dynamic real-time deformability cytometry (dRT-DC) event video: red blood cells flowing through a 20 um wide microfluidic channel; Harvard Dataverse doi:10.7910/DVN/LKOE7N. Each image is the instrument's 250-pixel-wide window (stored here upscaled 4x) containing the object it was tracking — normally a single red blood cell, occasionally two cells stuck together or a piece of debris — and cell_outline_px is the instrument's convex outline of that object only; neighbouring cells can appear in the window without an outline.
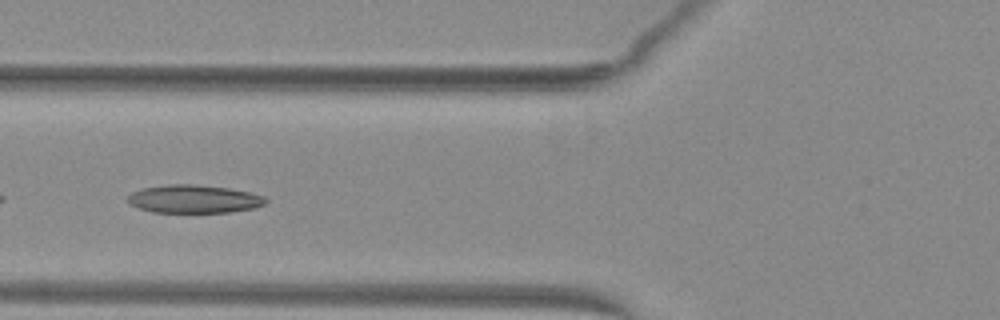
{"species": "common noctule bat (a hibernating species)", "species_latin": "Nyctalus noctula", "temperature_condition": "warm", "stored_images_in_passage": 42, "camera_frame_rate_fps": 3000, "um_per_image_px": 0.085, "animal": {"sex": "female", "body_mass_g": 29.2, "forearm_length_mm": 56.3}, "frame": {"image": 1, "passage_image": 12, "time_ms": 3.667, "image_size_px": [1000, 320], "cell_outline_px": [[268, 200], [264, 204], [252, 208], [232, 212], [152, 212], [140, 208], [132, 204], [128, 200], [128, 196], [132, 192], [144, 188], [168, 184], [192, 184], [228, 188], [252, 192], [264, 196]], "centroid_in_image_um": [16.52, 16.91], "position_along_channel_um": 109.3, "area_um2": 22.43}}
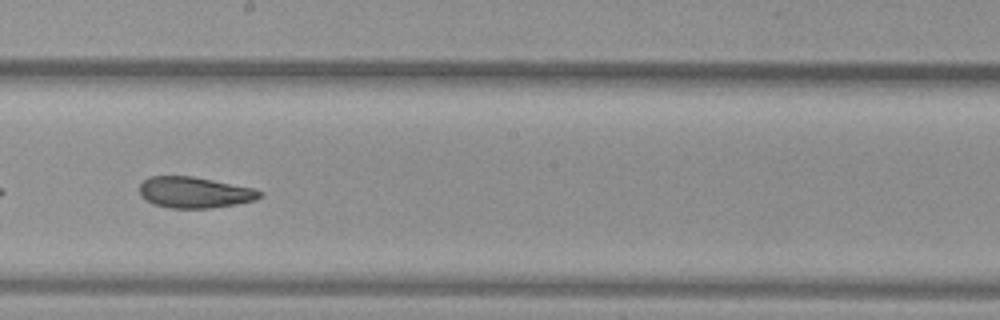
{"frame": {"image": 2, "passage_image": 21, "time_ms": 6.667, "image_size_px": [1000, 320], "cell_outline_px": [[264, 192], [256, 200], [236, 204], [212, 208], [168, 208], [152, 204], [140, 196], [140, 184], [144, 180], [152, 176], [192, 176], [256, 188]], "centroid_in_image_um": [16.55, 16.36], "position_along_channel_um": 231.6, "area_um2": 21.96}}
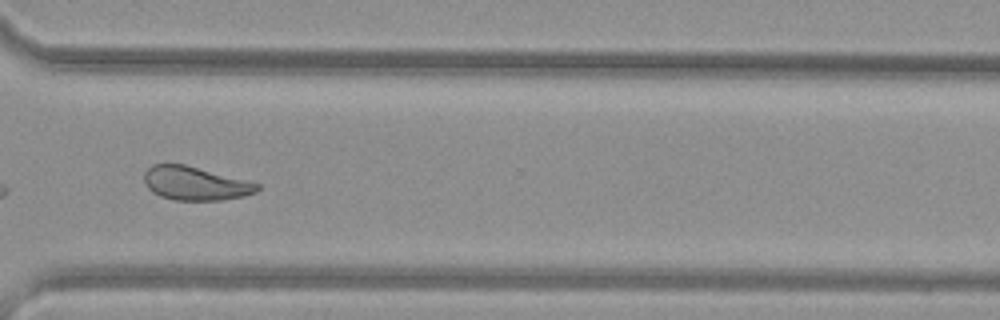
{"frame": {"image": 3, "passage_image": 30, "time_ms": 9.667, "image_size_px": [1000, 320], "cell_outline_px": [[260, 188], [256, 192], [244, 196], [224, 200], [172, 200], [160, 196], [152, 192], [144, 184], [144, 172], [152, 164], [184, 164], [248, 180], [260, 184]], "centroid_in_image_um": [16.6, 15.59], "position_along_channel_um": 354.0, "area_um2": 22.37}, "authors_computed_cell_mechanics": {"area_um2": 23.4957, "velocity_mm_per_s": 4.0647, "shape_relaxation_time_tau1_ms": 6.5403, "shape_relaxation_time_tau2_ms": 3.1539, "deformation_change_tau1": 0.1678, "deformation_change_tau2": 0.1061}}